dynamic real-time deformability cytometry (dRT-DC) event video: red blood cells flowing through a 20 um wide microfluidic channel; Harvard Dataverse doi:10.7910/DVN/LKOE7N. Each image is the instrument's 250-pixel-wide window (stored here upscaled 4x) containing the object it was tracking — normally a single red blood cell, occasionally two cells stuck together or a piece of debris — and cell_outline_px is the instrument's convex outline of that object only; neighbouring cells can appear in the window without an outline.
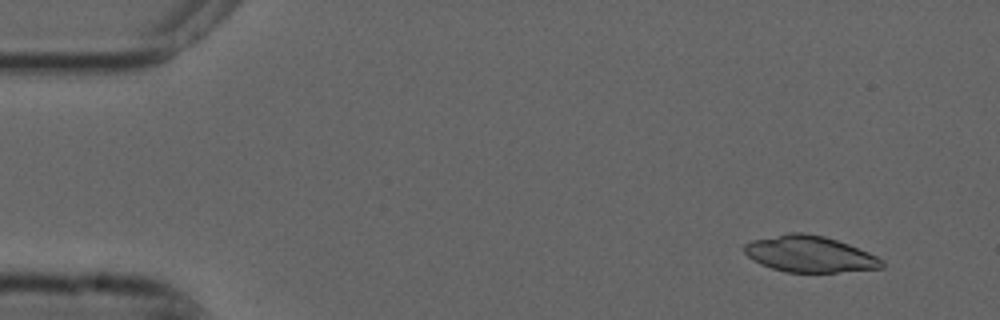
{"species": "common noctule bat (a hibernating species)", "species_latin": "Nyctalus noctula", "temperature_condition": "cold", "stored_images_in_passage": 6, "camera_frame_rate_fps": 3000, "um_per_image_px": 0.085, "animal": {"sex": "male", "forearm_length_mm": 52.5}, "frame": {"image": 1, "passage_image": 2, "time_ms": 0.333, "image_size_px": [1000, 320], "cell_outline_px": [[884, 268], [836, 272], [784, 272], [760, 264], [752, 260], [744, 252], [744, 244], [752, 240], [788, 232], [804, 232], [824, 236], [848, 244], [868, 252], [884, 260]], "centroid_in_image_um": [68.81, 21.59], "position_along_channel_um": 16.2, "area_um2": 29.19}}